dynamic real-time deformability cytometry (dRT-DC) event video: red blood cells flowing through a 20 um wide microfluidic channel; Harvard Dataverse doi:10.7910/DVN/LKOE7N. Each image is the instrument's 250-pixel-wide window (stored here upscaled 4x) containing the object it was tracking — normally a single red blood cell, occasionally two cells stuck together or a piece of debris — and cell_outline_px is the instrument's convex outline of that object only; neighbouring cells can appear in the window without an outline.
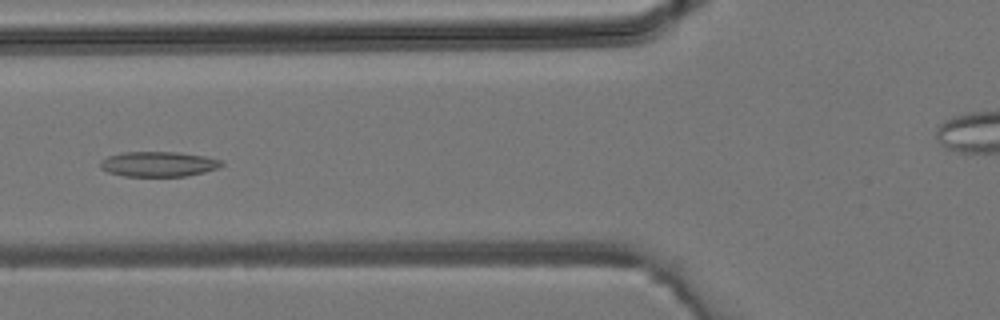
{"species": "common noctule bat (a hibernating species)", "species_latin": "Nyctalus noctula", "temperature_condition": "room temperature", "stored_images_in_passage": 33, "camera_frame_rate_fps": 3000, "um_per_image_px": 0.085, "animal": {"sex": "male", "body_mass_g": 19.2, "forearm_length_mm": 51.8}, "frame": {"image": 1, "passage_image": 7, "time_ms": 2.0, "image_size_px": [1000, 320], "cell_outline_px": [[224, 164], [216, 168], [204, 172], [184, 176], [124, 176], [108, 172], [100, 168], [100, 160], [108, 156], [124, 152], [176, 152], [204, 156], [220, 160]], "centroid_in_image_um": [13.42, 13.94], "position_along_channel_um": 112.4, "area_um2": 17.57}}
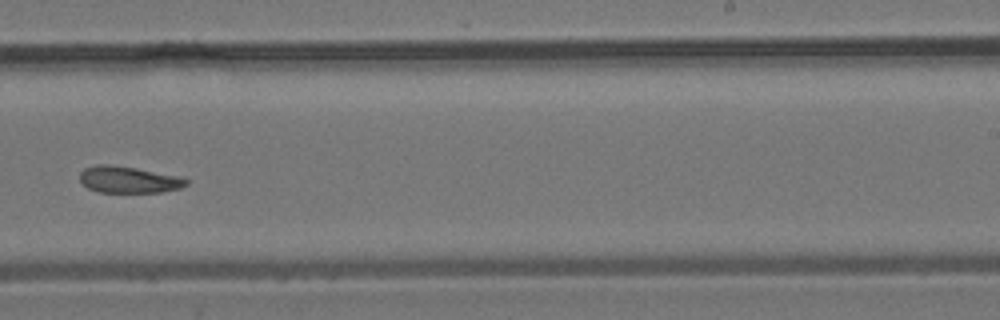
{"frame": {"image": 2, "passage_image": 17, "time_ms": 5.333, "image_size_px": [1000, 320], "cell_outline_px": [[188, 184], [180, 188], [160, 192], [100, 192], [88, 188], [80, 180], [80, 172], [84, 168], [96, 164], [108, 164], [136, 168], [180, 176], [188, 180]], "centroid_in_image_um": [10.93, 15.26], "position_along_channel_um": 278.1, "area_um2": 16.47}}
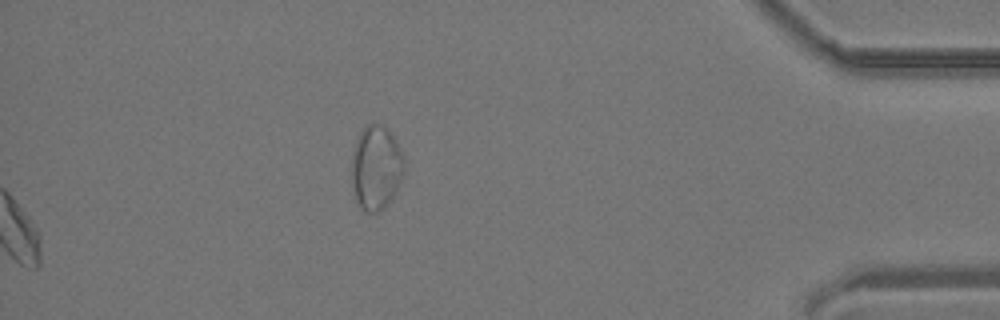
{"frame": {"image": 3, "passage_image": 33, "time_ms": 10.667, "image_size_px": [1000, 320], "cell_outline_px": [[404, 172], [400, 184], [384, 208], [376, 212], [368, 212], [360, 208], [356, 200], [352, 184], [352, 152], [356, 140], [360, 132], [372, 120], [384, 124], [388, 128], [400, 148], [404, 160]], "centroid_in_image_um": [31.97, 14.2], "position_along_channel_um": 403.2, "area_um2": 26.07}}